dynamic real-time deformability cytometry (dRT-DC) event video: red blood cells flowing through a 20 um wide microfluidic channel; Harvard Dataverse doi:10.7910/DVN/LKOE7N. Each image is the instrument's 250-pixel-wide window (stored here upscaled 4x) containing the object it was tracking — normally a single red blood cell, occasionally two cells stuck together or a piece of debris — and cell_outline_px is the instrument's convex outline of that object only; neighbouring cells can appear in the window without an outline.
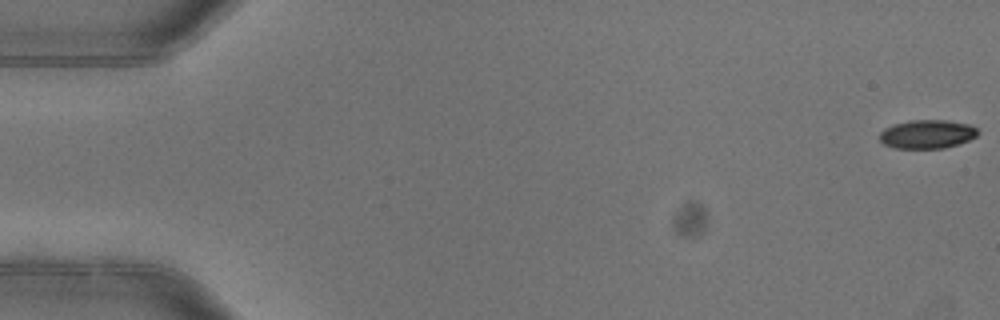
{"species": "common noctule bat (a hibernating species)", "species_latin": "Nyctalus noctula", "temperature_condition": "warm", "stored_images_in_passage": 5, "camera_frame_rate_fps": 3000, "um_per_image_px": 0.085, "animal": {"sex": "female"}, "frame": {"image": 1, "passage_image": 1, "time_ms": 0.0, "image_size_px": [1000, 320], "cell_outline_px": [[980, 132], [976, 136], [968, 140], [944, 148], [892, 148], [884, 144], [880, 140], [880, 132], [884, 128], [892, 124], [908, 120], [948, 120], [972, 124]], "centroid_in_image_um": [78.8, 11.38], "position_along_channel_um": 6.2, "area_um2": 16.59}}
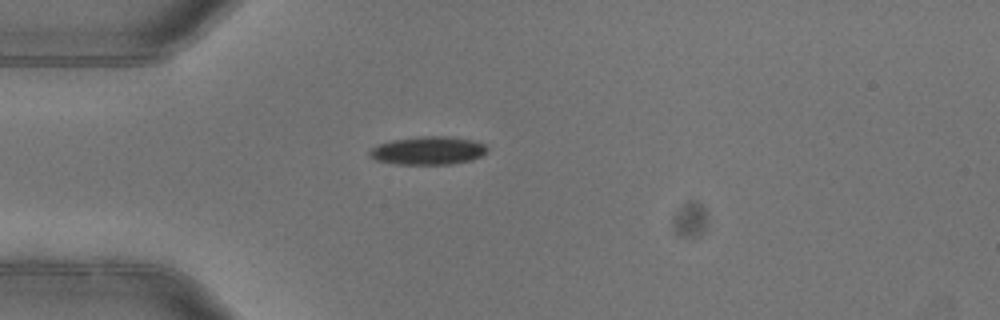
{"frame": {"image": 2, "passage_image": 5, "time_ms": 1.333, "image_size_px": [1000, 320], "cell_outline_px": [[488, 152], [472, 160], [452, 164], [396, 164], [376, 160], [368, 156], [368, 152], [372, 148], [380, 144], [392, 140], [424, 136], [448, 136], [472, 140], [484, 144], [488, 148]], "centroid_in_image_um": [36.4, 12.8], "position_along_channel_um": 48.6, "area_um2": 19.31}}